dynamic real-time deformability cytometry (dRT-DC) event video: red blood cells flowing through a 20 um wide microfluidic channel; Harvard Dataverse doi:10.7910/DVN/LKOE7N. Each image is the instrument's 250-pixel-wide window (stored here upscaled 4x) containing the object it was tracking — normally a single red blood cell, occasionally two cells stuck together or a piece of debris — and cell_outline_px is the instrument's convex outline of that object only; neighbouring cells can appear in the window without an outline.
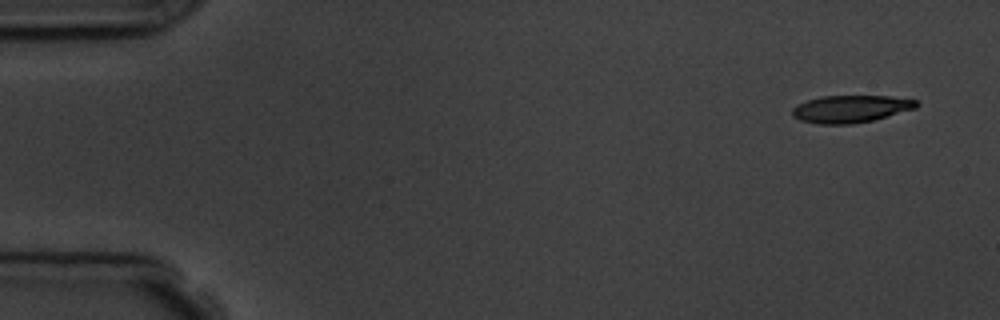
{"species": "common noctule bat (a hibernating species)", "species_latin": "Nyctalus noctula", "temperature_condition": "room temperature", "stored_images_in_passage": 4, "camera_frame_rate_fps": 3000, "um_per_image_px": 0.085, "animal": {"sex": "male", "body_mass_g": 19.5, "forearm_length_mm": 54.6}, "frame": {"image": 1, "passage_image": 1, "time_ms": 0.0, "image_size_px": [1000, 320], "cell_outline_px": [[920, 104], [916, 108], [872, 120], [852, 124], [820, 124], [800, 120], [792, 116], [792, 108], [796, 104], [808, 100], [824, 96], [892, 96], [916, 100]], "centroid_in_image_um": [72.3, 9.25], "position_along_channel_um": 12.7, "area_um2": 19.71}}
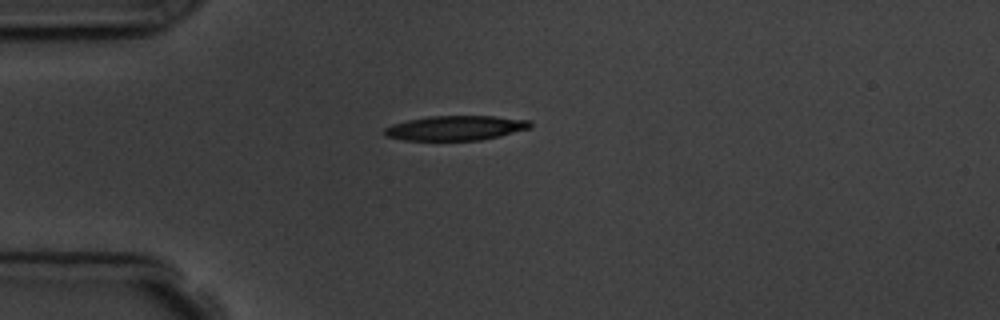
{"frame": {"image": 2, "passage_image": 4, "time_ms": 3.667, "image_size_px": [1000, 320], "cell_outline_px": [[532, 128], [500, 136], [480, 140], [404, 140], [384, 136], [384, 128], [392, 124], [408, 120], [428, 116], [492, 116], [532, 120]], "centroid_in_image_um": [38.75, 10.88], "position_along_channel_um": 46.2, "area_um2": 21.1}}